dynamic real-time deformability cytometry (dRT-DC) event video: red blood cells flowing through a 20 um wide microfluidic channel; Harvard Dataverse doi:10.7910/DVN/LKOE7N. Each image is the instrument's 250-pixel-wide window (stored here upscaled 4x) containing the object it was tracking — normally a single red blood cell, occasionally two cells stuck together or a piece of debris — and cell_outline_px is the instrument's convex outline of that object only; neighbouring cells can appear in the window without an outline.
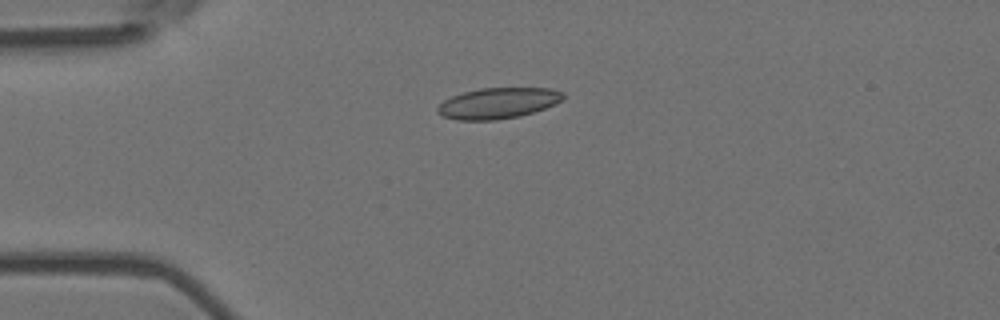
{"species": "Egyptian fruit bat (a non-hibernating species)", "species_latin": "Rousettus aegyptiacus", "temperature_condition": "room temperature", "stored_images_in_passage": 3, "camera_frame_rate_fps": 3000, "um_per_image_px": 0.085, "animal": {"sex": "female"}, "frame": {"image": 1, "passage_image": 1, "time_ms": 0.0, "image_size_px": [1000, 320], "cell_outline_px": [[564, 96], [556, 104], [520, 116], [496, 120], [456, 120], [444, 116], [436, 112], [436, 108], [444, 100], [452, 96], [464, 92], [480, 88], [552, 88], [564, 92]], "centroid_in_image_um": [42.32, 8.77], "position_along_channel_um": 42.7, "area_um2": 22.54}}